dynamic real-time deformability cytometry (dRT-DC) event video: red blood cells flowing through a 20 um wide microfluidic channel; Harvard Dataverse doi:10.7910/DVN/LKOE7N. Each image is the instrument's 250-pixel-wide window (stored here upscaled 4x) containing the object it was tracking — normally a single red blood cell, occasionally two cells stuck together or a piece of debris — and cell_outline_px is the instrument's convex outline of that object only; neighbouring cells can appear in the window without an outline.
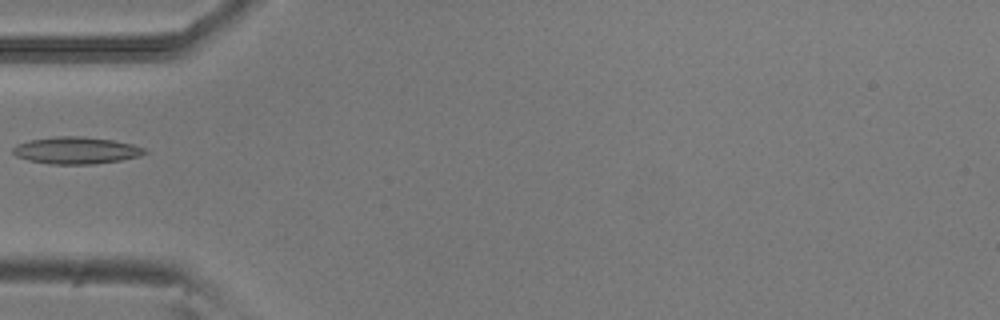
{"species": "common noctule bat (a hibernating species)", "species_latin": "Nyctalus noctula", "temperature_condition": "room temperature", "stored_images_in_passage": 6, "camera_frame_rate_fps": 3000, "um_per_image_px": 0.085, "animal": {"sex": "male", "body_mass_g": 20.5, "forearm_length_mm": 52.5}, "frame": {"image": 1, "passage_image": 5, "time_ms": 1.333, "image_size_px": [1000, 320], "cell_outline_px": [[148, 152], [140, 156], [120, 160], [92, 164], [52, 164], [28, 160], [16, 156], [12, 152], [12, 148], [16, 144], [28, 140], [56, 136], [80, 136], [112, 140], [132, 144], [144, 148]], "centroid_in_image_um": [6.44, 12.78], "position_along_channel_um": 78.6, "area_um2": 20.69}}
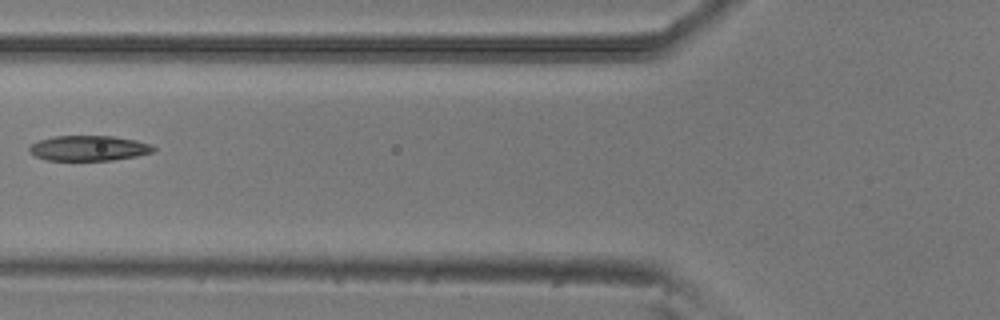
{"frame": {"image": 2, "passage_image": 6, "time_ms": 1.667, "image_size_px": [1000, 320], "cell_outline_px": [[156, 148], [152, 152], [136, 156], [112, 160], [48, 160], [36, 156], [28, 152], [28, 148], [32, 144], [40, 140], [52, 136], [112, 136], [136, 140], [152, 144]], "centroid_in_image_um": [7.55, 12.59], "position_along_channel_um": 118.3, "area_um2": 18.21}}